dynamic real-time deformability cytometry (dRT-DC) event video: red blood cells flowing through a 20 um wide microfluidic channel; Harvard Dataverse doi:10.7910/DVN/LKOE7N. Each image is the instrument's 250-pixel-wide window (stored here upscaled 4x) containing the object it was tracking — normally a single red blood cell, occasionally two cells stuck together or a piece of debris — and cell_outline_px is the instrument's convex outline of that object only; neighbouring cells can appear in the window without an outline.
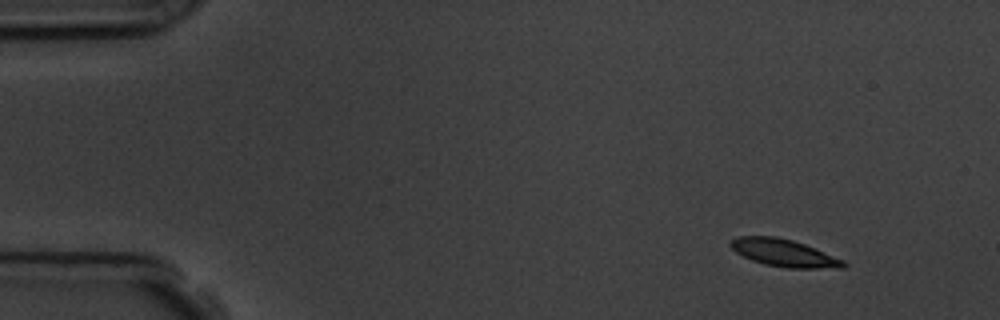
{"species": "common noctule bat (a hibernating species)", "species_latin": "Nyctalus noctula", "temperature_condition": "room temperature", "stored_images_in_passage": 4, "camera_frame_rate_fps": 3000, "um_per_image_px": 0.085, "animal": {"sex": "male", "body_mass_g": 19.5, "forearm_length_mm": 54.6}, "frame": {"image": 1, "passage_image": 1, "time_ms": 0.0, "image_size_px": [1000, 320], "cell_outline_px": [[848, 264], [844, 268], [788, 268], [764, 264], [752, 260], [736, 252], [728, 244], [732, 240], [740, 236], [776, 236], [792, 240], [804, 244], [844, 260]], "centroid_in_image_um": [66.65, 21.5], "position_along_channel_um": 18.3, "area_um2": 17.86}}
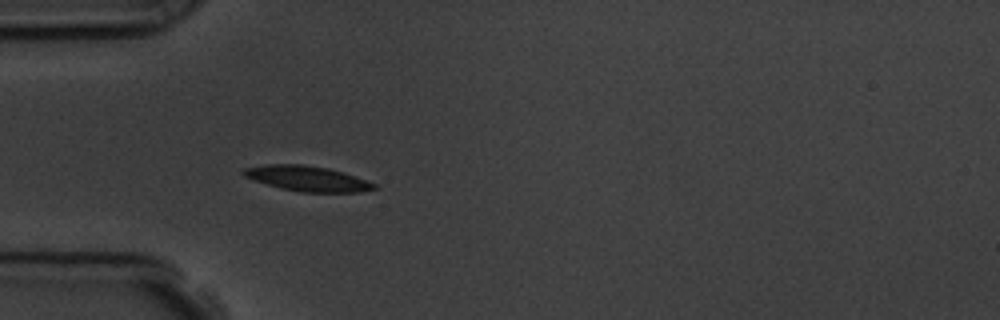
{"frame": {"image": 2, "passage_image": 4, "time_ms": 3.667, "image_size_px": [1000, 320], "cell_outline_px": [[376, 188], [360, 192], [300, 192], [252, 180], [244, 176], [240, 172], [244, 168], [264, 164], [304, 164], [328, 168], [344, 172], [376, 184]], "centroid_in_image_um": [26.09, 15.16], "position_along_channel_um": 58.9, "area_um2": 19.13}}